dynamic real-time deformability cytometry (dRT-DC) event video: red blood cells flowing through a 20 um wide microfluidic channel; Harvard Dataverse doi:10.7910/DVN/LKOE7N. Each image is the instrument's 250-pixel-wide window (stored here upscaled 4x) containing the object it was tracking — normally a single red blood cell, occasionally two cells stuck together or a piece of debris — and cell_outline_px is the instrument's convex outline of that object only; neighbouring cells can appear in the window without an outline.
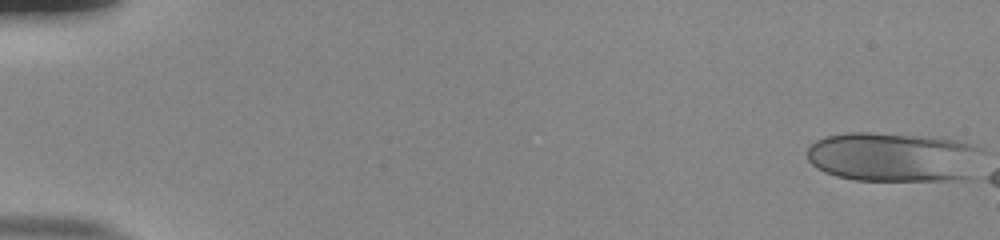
{"species": "human", "species_latin": "Homo sapiens", "temperature_condition": "room temperature", "stored_images_in_passage": 11, "camera_frame_rate_fps": 3000, "um_per_image_px": 0.085, "donor": {"sex": "male"}, "frame": {"image": 1, "passage_image": 1, "time_ms": 0.0, "image_size_px": [1000, 240], "cell_outline_px": [[984, 148], [968, 176], [960, 180], [856, 180], [836, 176], [824, 172], [816, 168], [808, 160], [808, 148], [816, 140], [824, 136], [848, 132], [868, 132], [940, 136], [960, 140]], "centroid_in_image_um": [75.95, 13.31], "position_along_channel_um": 9.1, "area_um2": 51.15}}